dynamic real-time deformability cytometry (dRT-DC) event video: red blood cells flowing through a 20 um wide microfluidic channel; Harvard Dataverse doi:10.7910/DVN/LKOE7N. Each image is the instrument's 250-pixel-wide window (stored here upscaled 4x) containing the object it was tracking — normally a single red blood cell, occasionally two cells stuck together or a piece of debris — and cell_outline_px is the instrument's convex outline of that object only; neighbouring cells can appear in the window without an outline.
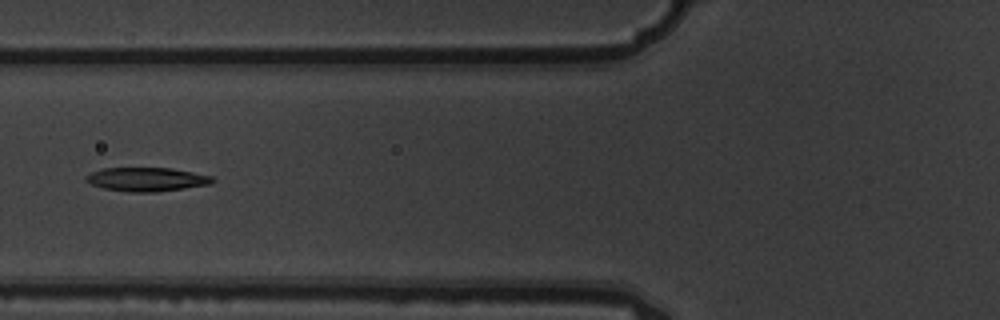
{"species": "common noctule bat (a hibernating species)", "species_latin": "Nyctalus noctula", "temperature_condition": "warm", "stored_images_in_passage": 7, "camera_frame_rate_fps": 3000, "um_per_image_px": 0.085, "animal": {"sex": "male", "body_mass_g": 19.5, "forearm_length_mm": 54.6}, "frame": {"image": 1, "passage_image": 6, "time_ms": 1.667, "image_size_px": [1000, 320], "cell_outline_px": [[216, 180], [212, 184], [156, 192], [128, 192], [104, 188], [92, 184], [84, 180], [84, 176], [92, 172], [104, 168], [172, 168], [212, 176]], "centroid_in_image_um": [12.48, 15.24], "position_along_channel_um": 113.3, "area_um2": 17.57}}
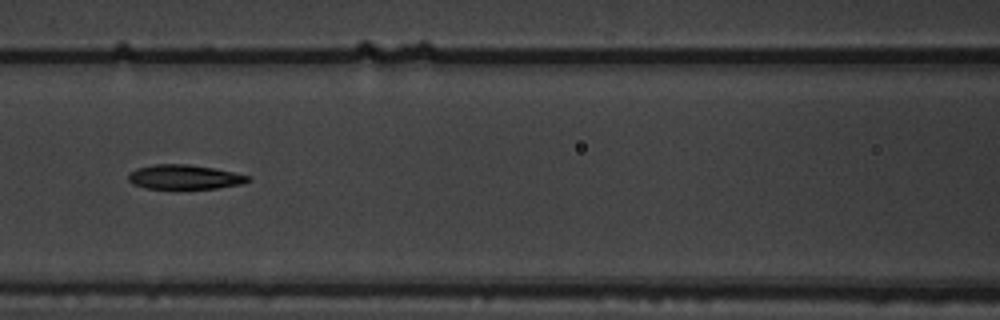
{"frame": {"image": 2, "passage_image": 7, "time_ms": 2.0, "image_size_px": [1000, 320], "cell_outline_px": [[252, 180], [240, 184], [216, 188], [148, 188], [132, 184], [128, 180], [128, 172], [136, 168], [156, 164], [188, 164], [212, 168], [232, 172], [248, 176]], "centroid_in_image_um": [15.63, 15.04], "position_along_channel_um": 151.0, "area_um2": 16.82}}